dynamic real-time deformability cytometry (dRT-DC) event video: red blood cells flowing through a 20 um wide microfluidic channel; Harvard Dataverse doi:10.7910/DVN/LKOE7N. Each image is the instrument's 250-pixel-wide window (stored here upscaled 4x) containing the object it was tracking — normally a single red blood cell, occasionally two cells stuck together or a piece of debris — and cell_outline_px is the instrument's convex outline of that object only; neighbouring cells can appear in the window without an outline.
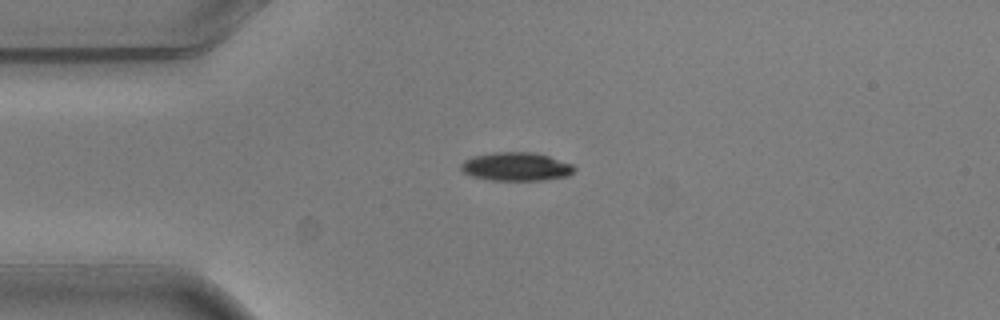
{"species": "common noctule bat (a hibernating species)", "species_latin": "Nyctalus noctula", "temperature_condition": "warm", "stored_images_in_passage": 3, "camera_frame_rate_fps": 3000, "um_per_image_px": 0.085, "animal": {"sex": "male", "body_mass_g": 20.5, "forearm_length_mm": 52.5}, "frame": {"image": 1, "passage_image": 2, "time_ms": 0.333, "image_size_px": [1000, 320], "cell_outline_px": [[576, 168], [568, 176], [544, 180], [492, 180], [472, 176], [464, 172], [460, 168], [460, 164], [464, 160], [472, 156], [496, 152], [536, 152], [572, 164]], "centroid_in_image_um": [43.87, 14.16], "position_along_channel_um": 41.1, "area_um2": 18.79}}